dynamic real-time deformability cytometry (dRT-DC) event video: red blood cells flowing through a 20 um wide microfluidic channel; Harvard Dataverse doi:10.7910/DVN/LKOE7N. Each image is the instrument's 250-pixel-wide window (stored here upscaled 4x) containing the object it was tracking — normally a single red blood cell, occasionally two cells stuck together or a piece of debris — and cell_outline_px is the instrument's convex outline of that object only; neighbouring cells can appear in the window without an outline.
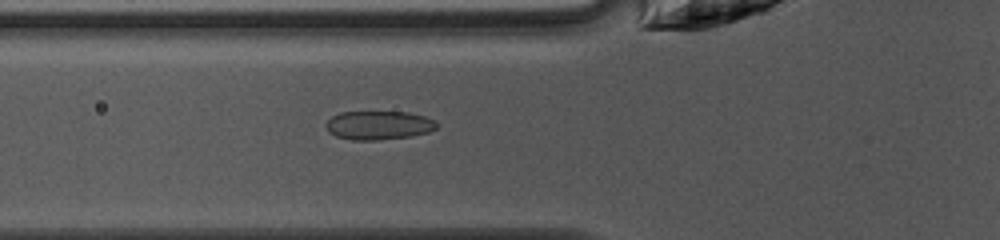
{"species": "common noctule bat (a hibernating species)", "species_latin": "Nyctalus noctula", "temperature_condition": "warm", "stored_images_in_passage": 38, "camera_frame_rate_fps": 3000, "um_per_image_px": 0.085, "animal": {"sex": "female", "body_mass_g": 10.0, "forearm_length_mm": 53.1}, "frame": {"image": 1, "passage_image": 8, "time_ms": 2.333, "image_size_px": [1000, 240], "cell_outline_px": [[440, 124], [436, 128], [428, 132], [412, 136], [376, 140], [352, 140], [336, 136], [328, 132], [324, 124], [332, 116], [340, 112], [408, 112], [424, 116], [436, 120]], "centroid_in_image_um": [32.19, 10.64], "position_along_channel_um": 93.6, "area_um2": 18.73}}
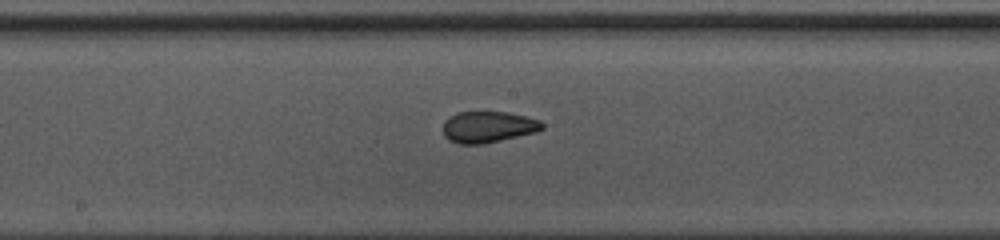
{"frame": {"image": 2, "passage_image": 16, "time_ms": 5.0, "image_size_px": [1000, 240], "cell_outline_px": [[544, 128], [536, 132], [484, 144], [460, 144], [448, 140], [444, 136], [444, 120], [448, 116], [456, 112], [508, 112], [540, 120], [544, 124]], "centroid_in_image_um": [41.47, 10.79], "position_along_channel_um": 206.7, "area_um2": 18.21}}
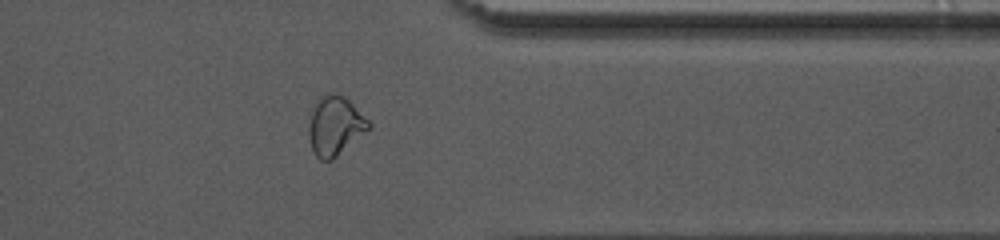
{"frame": {"image": 3, "passage_image": 29, "time_ms": 9.333, "image_size_px": [1000, 240], "cell_outline_px": [[372, 128], [332, 160], [320, 160], [316, 156], [312, 148], [308, 136], [308, 128], [312, 112], [316, 100], [324, 92], [340, 92], [372, 124]], "centroid_in_image_um": [28.48, 10.67], "position_along_channel_um": 382.9, "area_um2": 20.87}, "authors_computed_cell_mechanics": {"area_um2": 18.6116, "velocity_mm_per_s": 4.2089, "shape_relaxation_time_tau1_ms": null, "shape_relaxation_time_tau2_ms": 0.9939, "deformation_change_tau1": null, "deformation_change_tau2": 0.0554}}